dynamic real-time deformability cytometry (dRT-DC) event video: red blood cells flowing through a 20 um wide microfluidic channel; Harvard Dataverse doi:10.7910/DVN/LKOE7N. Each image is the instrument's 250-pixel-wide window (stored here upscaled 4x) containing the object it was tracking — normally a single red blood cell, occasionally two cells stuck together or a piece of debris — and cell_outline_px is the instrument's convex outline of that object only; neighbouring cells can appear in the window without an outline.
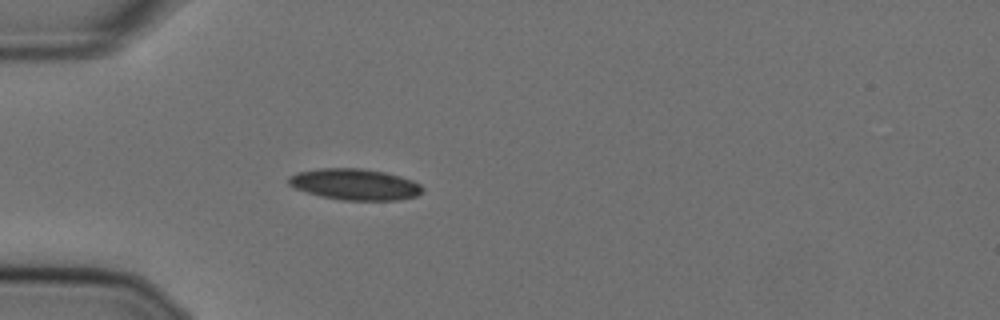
{"species": "Egyptian fruit bat (a non-hibernating species)", "species_latin": "Rousettus aegyptiacus", "temperature_condition": "cold", "stored_images_in_passage": 25, "camera_frame_rate_fps": 3000, "um_per_image_px": 0.085, "animal": {"sex": "female"}, "frame": {"image": 1, "passage_image": 1, "time_ms": 0.0, "image_size_px": [1000, 320], "cell_outline_px": [[424, 192], [416, 196], [400, 200], [340, 200], [320, 196], [296, 188], [288, 184], [288, 176], [296, 172], [320, 168], [360, 168], [384, 172], [400, 176], [412, 180], [420, 184], [424, 188]], "centroid_in_image_um": [30.18, 15.67], "position_along_channel_um": 54.8, "area_um2": 24.45}}
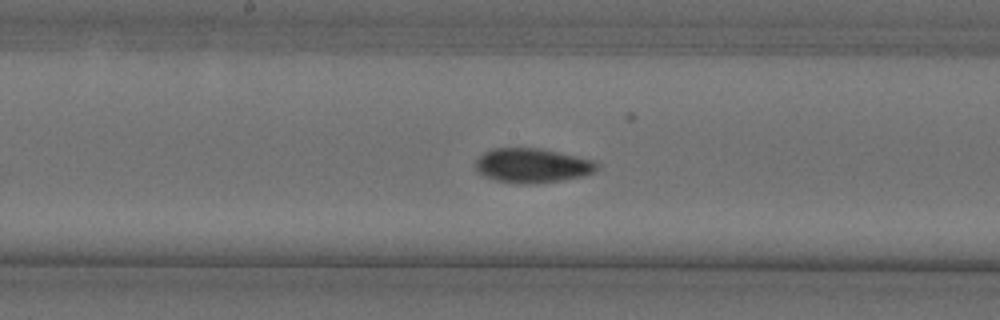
{"frame": {"image": 2, "passage_image": 14, "time_ms": 4.333, "image_size_px": [1000, 320], "cell_outline_px": [[600, 168], [596, 172], [584, 176], [560, 180], [532, 184], [516, 184], [496, 180], [484, 176], [476, 168], [476, 160], [484, 152], [492, 148], [540, 148], [596, 160], [600, 164]], "centroid_in_image_um": [45.31, 14.07], "position_along_channel_um": 202.9, "area_um2": 24.62}}
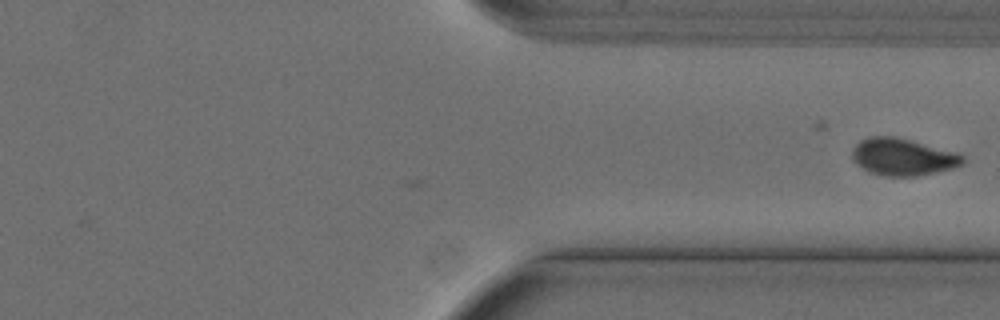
{"frame": {"image": 3, "passage_image": 25, "time_ms": 8.0, "image_size_px": [1000, 320], "cell_outline_px": [[964, 164], [952, 168], [916, 176], [884, 176], [872, 172], [856, 164], [852, 160], [852, 148], [860, 140], [872, 136], [892, 136], [956, 152], [964, 156]], "centroid_in_image_um": [76.72, 13.34], "position_along_channel_um": 334.7, "area_um2": 23.58}}